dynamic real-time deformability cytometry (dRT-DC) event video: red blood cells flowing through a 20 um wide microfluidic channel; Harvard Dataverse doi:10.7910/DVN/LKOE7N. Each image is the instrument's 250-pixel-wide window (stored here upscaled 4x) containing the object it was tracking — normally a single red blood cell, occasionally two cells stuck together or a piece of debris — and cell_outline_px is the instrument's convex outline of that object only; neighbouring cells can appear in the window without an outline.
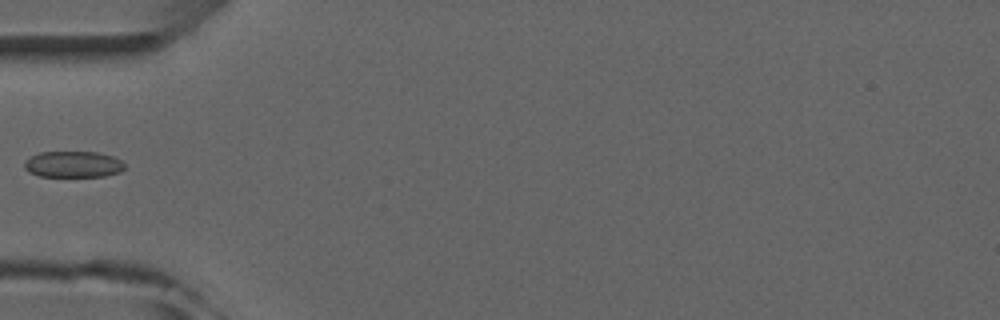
{"species": "common noctule bat (a hibernating species)", "species_latin": "Nyctalus noctula", "temperature_condition": "room temperature", "stored_images_in_passage": 3, "camera_frame_rate_fps": 3000, "um_per_image_px": 0.085, "animal": {"sex": "male", "forearm_length_mm": 52.5}, "frame": {"image": 1, "passage_image": 1, "time_ms": 0.0, "image_size_px": [1000, 320], "cell_outline_px": [[124, 168], [120, 172], [104, 176], [40, 176], [28, 172], [24, 168], [24, 160], [40, 152], [96, 152], [112, 156], [120, 160], [124, 164]], "centroid_in_image_um": [6.19, 13.96], "position_along_channel_um": 78.8, "area_um2": 15.26}}
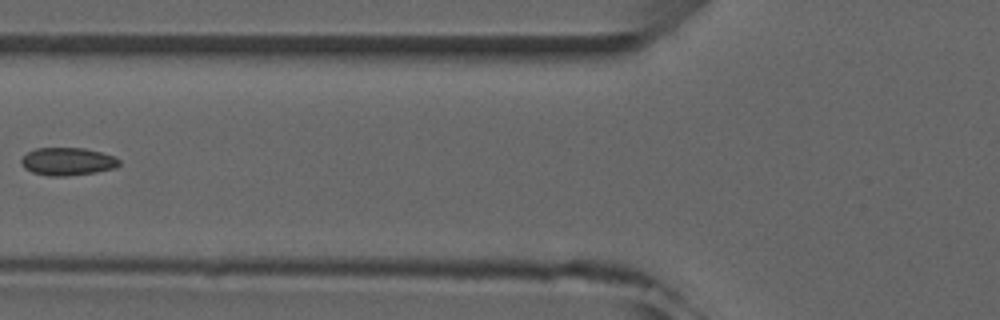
{"frame": {"image": 2, "passage_image": 2, "time_ms": 1.0, "image_size_px": [1000, 320], "cell_outline_px": [[120, 164], [116, 168], [96, 172], [64, 176], [52, 176], [32, 172], [24, 168], [20, 164], [20, 160], [28, 152], [36, 148], [84, 148], [116, 156], [120, 160]], "centroid_in_image_um": [5.76, 13.72], "position_along_channel_um": 120.0, "area_um2": 15.9}}
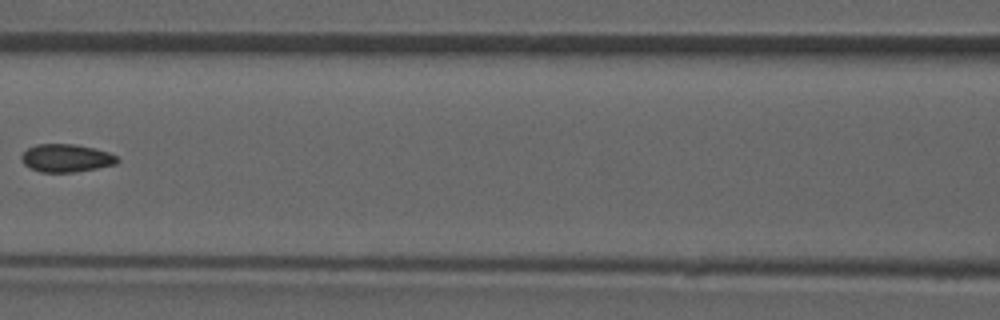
{"frame": {"image": 3, "passage_image": 3, "time_ms": 2.0, "image_size_px": [1000, 320], "cell_outline_px": [[120, 160], [116, 164], [96, 168], [72, 172], [40, 172], [24, 164], [20, 160], [20, 156], [28, 148], [36, 144], [76, 144], [96, 148], [108, 152], [116, 156]], "centroid_in_image_um": [5.62, 13.42], "position_along_channel_um": 161.0, "area_um2": 15.61}}